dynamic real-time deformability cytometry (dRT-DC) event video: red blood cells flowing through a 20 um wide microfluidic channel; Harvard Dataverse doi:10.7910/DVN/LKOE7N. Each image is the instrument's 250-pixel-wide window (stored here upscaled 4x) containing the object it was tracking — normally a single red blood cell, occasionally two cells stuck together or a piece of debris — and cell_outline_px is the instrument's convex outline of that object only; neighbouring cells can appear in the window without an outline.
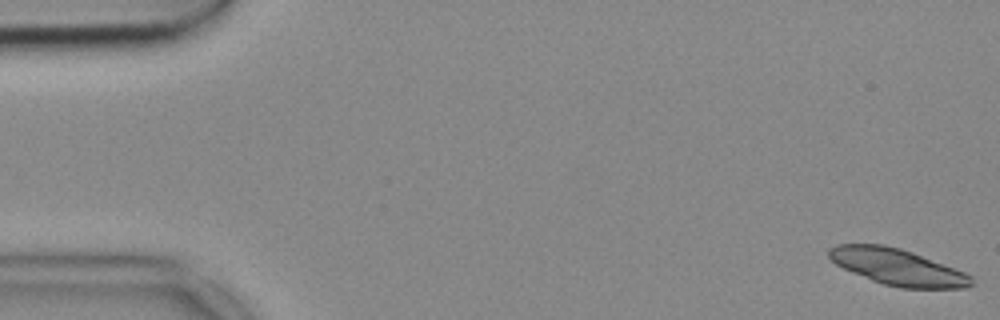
{"species": "common noctule bat (a hibernating species)", "species_latin": "Nyctalus noctula", "temperature_condition": "cold", "stored_images_in_passage": 53, "segment_of_instrument_passage": [1, 2], "camera_frame_rate_fps": 3000, "um_per_image_px": 0.085, "animal": {"sex": "female", "body_mass_g": 18.4}, "frame": {"image": 1, "passage_image": 1, "time_ms": 0.0, "image_size_px": [1000, 320], "cell_outline_px": [[972, 284], [968, 288], [900, 288], [884, 284], [872, 280], [852, 272], [836, 264], [828, 256], [828, 248], [836, 244], [884, 244], [900, 248], [912, 252], [964, 272], [972, 276]], "centroid_in_image_um": [76.27, 22.69], "position_along_channel_um": 8.7, "area_um2": 29.94}}